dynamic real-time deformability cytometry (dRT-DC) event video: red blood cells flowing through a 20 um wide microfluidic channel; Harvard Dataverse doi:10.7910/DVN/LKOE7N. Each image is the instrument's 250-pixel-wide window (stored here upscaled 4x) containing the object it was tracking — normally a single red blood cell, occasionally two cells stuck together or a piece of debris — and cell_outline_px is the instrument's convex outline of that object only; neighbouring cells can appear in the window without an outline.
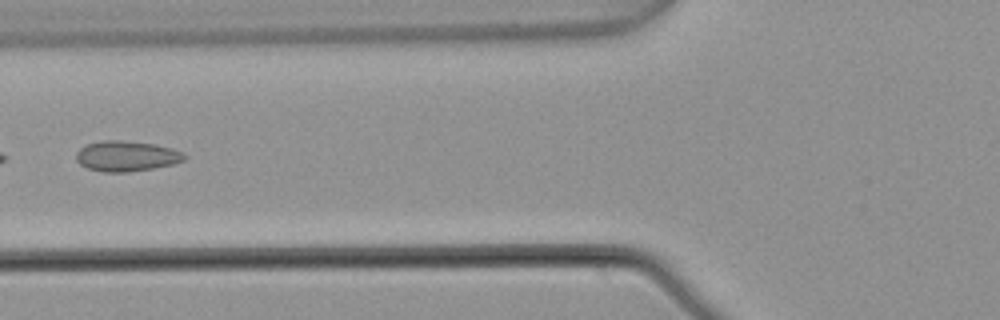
{"species": "common noctule bat (a hibernating species)", "species_latin": "Nyctalus noctula", "temperature_condition": "warm", "stored_images_in_passage": 2, "camera_frame_rate_fps": 3000, "um_per_image_px": 0.085, "animal": {"sex": "male", "body_mass_g": 21.5, "forearm_length_mm": 52.0}, "frame": {"image": 1, "passage_image": 2, "time_ms": 0.333, "image_size_px": [1000, 320], "cell_outline_px": [[188, 156], [184, 160], [172, 164], [152, 168], [128, 172], [100, 172], [88, 168], [80, 164], [76, 160], [76, 152], [80, 148], [88, 144], [100, 140], [120, 140], [156, 144], [172, 148]], "centroid_in_image_um": [10.73, 13.26], "position_along_channel_um": 115.1, "area_um2": 19.19}}